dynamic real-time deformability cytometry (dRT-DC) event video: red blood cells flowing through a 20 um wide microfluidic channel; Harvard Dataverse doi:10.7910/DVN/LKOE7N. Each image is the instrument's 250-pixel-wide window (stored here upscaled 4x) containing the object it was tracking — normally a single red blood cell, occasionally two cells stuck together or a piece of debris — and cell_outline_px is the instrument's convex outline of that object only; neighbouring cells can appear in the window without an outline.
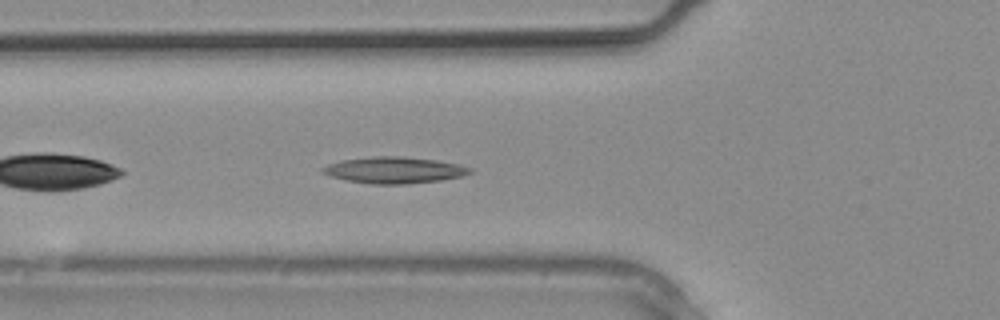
{"species": "common noctule bat (a hibernating species)", "species_latin": "Nyctalus noctula", "temperature_condition": "warm", "stored_images_in_passage": 4, "camera_frame_rate_fps": 3000, "um_per_image_px": 0.085, "animal": {"sex": "male", "body_mass_g": 20.4}, "frame": {"image": 1, "passage_image": 2, "time_ms": 0.333, "image_size_px": [1000, 320], "cell_outline_px": [[472, 172], [460, 176], [440, 180], [404, 184], [372, 184], [344, 180], [320, 172], [320, 168], [328, 164], [340, 160], [372, 156], [404, 156], [436, 160], [460, 164], [472, 168]], "centroid_in_image_um": [33.47, 14.45], "position_along_channel_um": 92.3, "area_um2": 22.77}}